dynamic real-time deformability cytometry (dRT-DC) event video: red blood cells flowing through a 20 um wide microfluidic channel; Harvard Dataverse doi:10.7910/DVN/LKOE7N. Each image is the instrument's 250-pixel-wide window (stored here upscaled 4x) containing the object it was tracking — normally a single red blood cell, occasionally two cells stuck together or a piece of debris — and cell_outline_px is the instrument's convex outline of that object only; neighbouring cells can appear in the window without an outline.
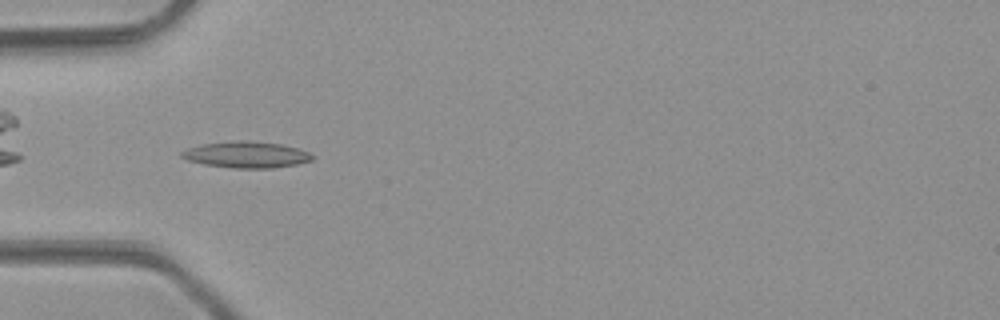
{"species": "common noctule bat (a hibernating species)", "species_latin": "Nyctalus noctula", "temperature_condition": "room temperature", "stored_images_in_passage": 11, "camera_frame_rate_fps": 3000, "um_per_image_px": 0.085, "animal": {"sex": "male", "body_mass_g": 23.1, "forearm_length_mm": 52.7}, "frame": {"image": 1, "passage_image": 2, "time_ms": 0.333, "image_size_px": [1000, 320], "cell_outline_px": [[312, 160], [296, 164], [272, 168], [232, 168], [204, 164], [188, 160], [180, 156], [180, 152], [188, 148], [200, 144], [240, 140], [248, 140], [280, 144], [296, 148], [308, 152], [312, 156]], "centroid_in_image_um": [20.89, 13.14], "position_along_channel_um": 64.1, "area_um2": 19.88}}
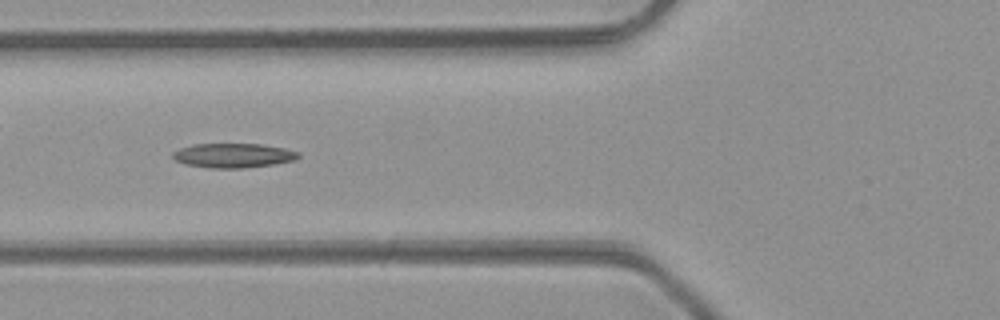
{"frame": {"image": 2, "passage_image": 5, "time_ms": 1.333, "image_size_px": [1000, 320], "cell_outline_px": [[300, 156], [292, 160], [272, 164], [244, 168], [212, 168], [184, 164], [176, 160], [172, 156], [172, 152], [180, 148], [192, 144], [260, 144], [284, 148], [300, 152]], "centroid_in_image_um": [19.8, 13.21], "position_along_channel_um": 106.0, "area_um2": 17.74}}
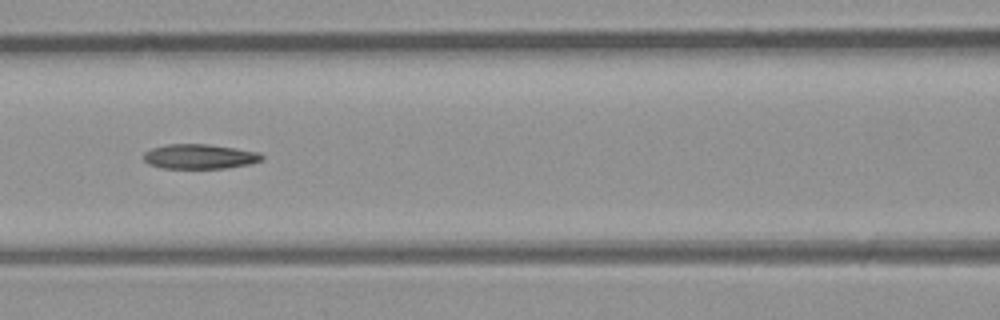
{"frame": {"image": 3, "passage_image": 8, "time_ms": 2.333, "image_size_px": [1000, 320], "cell_outline_px": [[264, 156], [260, 160], [248, 164], [224, 168], [164, 168], [148, 164], [144, 160], [144, 152], [152, 148], [168, 144], [208, 144], [236, 148], [260, 152]], "centroid_in_image_um": [16.96, 13.29], "position_along_channel_um": 149.6, "area_um2": 16.94}}